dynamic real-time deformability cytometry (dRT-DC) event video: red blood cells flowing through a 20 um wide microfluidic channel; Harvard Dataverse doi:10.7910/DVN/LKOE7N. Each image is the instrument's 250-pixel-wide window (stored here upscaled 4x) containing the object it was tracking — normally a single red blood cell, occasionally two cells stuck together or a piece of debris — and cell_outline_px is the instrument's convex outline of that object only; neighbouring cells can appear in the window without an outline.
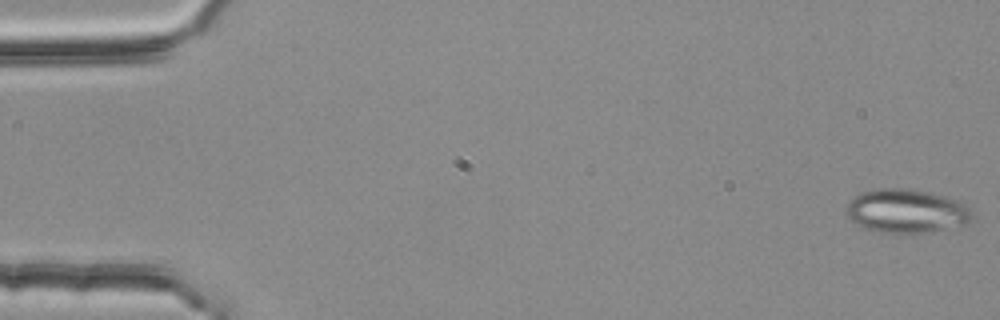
{"species": "common noctule bat (a hibernating species)", "species_latin": "Nyctalus noctula", "temperature_condition": "room temperature", "stored_images_in_passage": 54, "camera_frame_rate_fps": 3000, "um_per_image_px": 0.085, "animal": {"sex": "female", "body_mass_g": 25.1}, "frame": {"image": 1, "passage_image": 1, "time_ms": 0.0, "image_size_px": [1000, 320], "cell_outline_px": [[972, 220], [964, 224], [932, 232], [876, 232], [864, 228], [856, 224], [848, 216], [848, 200], [852, 196], [864, 192], [884, 188], [904, 188], [928, 192], [944, 196], [964, 204], [972, 212]], "centroid_in_image_um": [77.03, 17.94], "position_along_channel_um": 8.0, "area_um2": 31.67}}
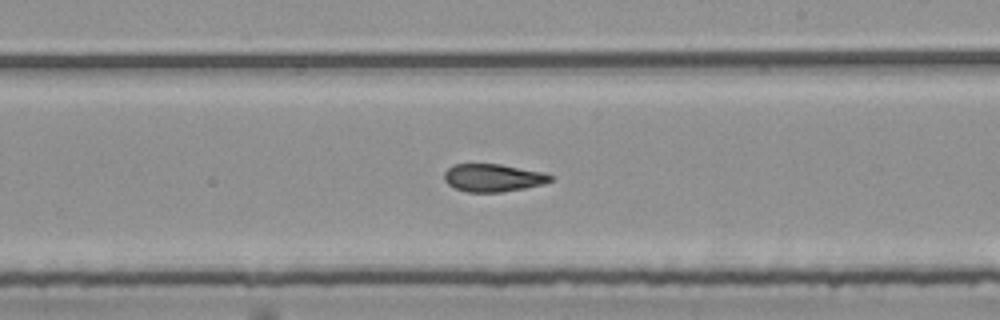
{"frame": {"image": 2, "passage_image": 32, "time_ms": 10.333, "image_size_px": [1000, 320], "cell_outline_px": [[556, 176], [552, 180], [540, 184], [524, 188], [500, 192], [468, 192], [456, 188], [448, 184], [444, 180], [444, 172], [452, 164], [500, 164], [544, 172]], "centroid_in_image_um": [41.91, 15.1], "position_along_channel_um": 247.1, "area_um2": 17.17}}
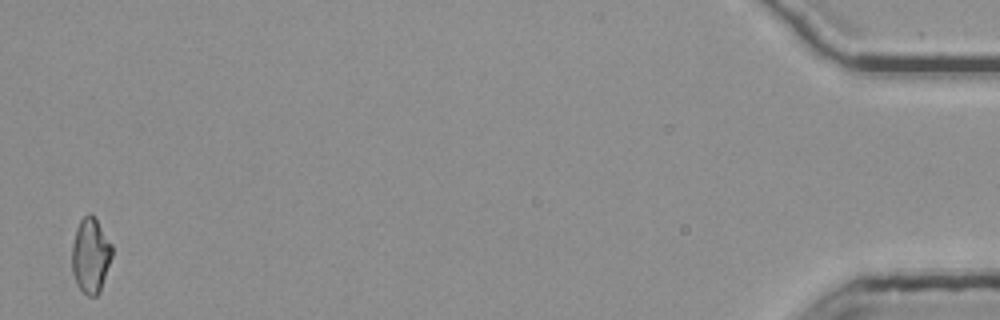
{"frame": {"image": 3, "passage_image": 54, "time_ms": 17.667, "image_size_px": [1000, 320], "cell_outline_px": [[112, 256], [100, 292], [96, 296], [88, 296], [76, 284], [72, 272], [72, 244], [76, 228], [80, 220], [88, 212], [96, 220], [112, 244]], "centroid_in_image_um": [7.69, 21.73], "position_along_channel_um": 427.5, "area_um2": 17.46}, "authors_computed_cell_mechanics": {"area_um2": 18.1781, "velocity_mm_per_s": 3.7583, "shape_relaxation_time_tau1_ms": null, "shape_relaxation_time_tau2_ms": 2.4359, "deformation_change_tau1": null, "deformation_change_tau2": 0.1092}}